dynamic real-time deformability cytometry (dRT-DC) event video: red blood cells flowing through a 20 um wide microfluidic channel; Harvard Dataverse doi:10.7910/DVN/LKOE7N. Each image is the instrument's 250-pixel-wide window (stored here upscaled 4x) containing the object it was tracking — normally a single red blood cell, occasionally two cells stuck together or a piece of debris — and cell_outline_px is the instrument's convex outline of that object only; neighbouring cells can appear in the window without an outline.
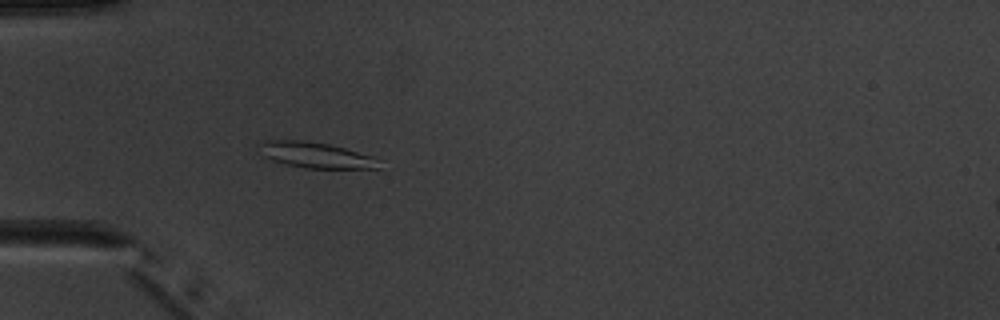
{"species": "common noctule bat (a hibernating species)", "species_latin": "Nyctalus noctula", "temperature_condition": "warm", "stored_images_in_passage": 4, "camera_frame_rate_fps": 3000, "um_per_image_px": 0.085, "animal": {"sex": "male", "body_mass_g": 20.1, "forearm_length_mm": 53.5}, "frame": {"image": 1, "passage_image": 4, "time_ms": 3.333, "image_size_px": [1000, 320], "cell_outline_px": [[380, 168], [304, 168], [272, 160], [260, 156], [260, 144], [264, 140], [304, 140], [328, 144], [344, 148], [372, 156]], "centroid_in_image_um": [26.75, 13.17], "position_along_channel_um": 58.3, "area_um2": 17.69}}